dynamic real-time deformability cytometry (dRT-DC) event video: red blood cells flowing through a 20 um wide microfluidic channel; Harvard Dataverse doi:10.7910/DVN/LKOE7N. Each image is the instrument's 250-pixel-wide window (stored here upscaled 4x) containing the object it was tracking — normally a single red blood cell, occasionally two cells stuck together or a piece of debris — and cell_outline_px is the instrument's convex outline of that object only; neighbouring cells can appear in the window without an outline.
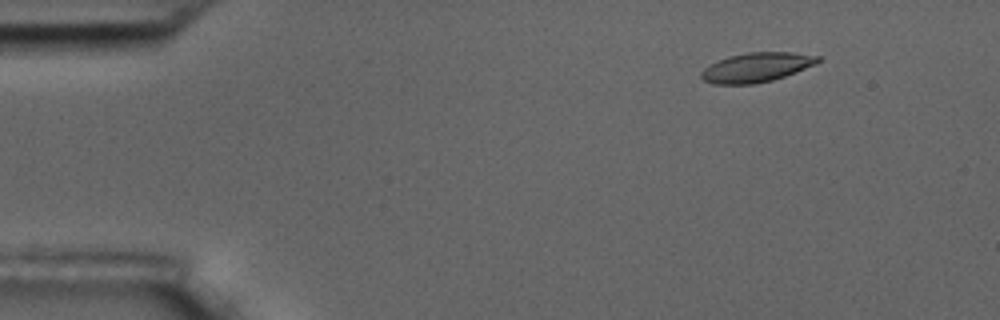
{"species": "common noctule bat (a hibernating species)", "species_latin": "Nyctalus noctula", "temperature_condition": "room temperature", "stored_images_in_passage": 5, "camera_frame_rate_fps": 3000, "um_per_image_px": 0.085, "animal": {"sex": "male", "body_mass_g": 17.5, "forearm_length_mm": 52.3}, "frame": {"image": 1, "passage_image": 2, "time_ms": 1.333, "image_size_px": [1000, 320], "cell_outline_px": [[820, 60], [816, 64], [796, 72], [772, 80], [756, 84], [712, 84], [704, 80], [700, 76], [700, 72], [704, 68], [716, 60], [728, 56], [748, 52], [792, 52], [820, 56]], "centroid_in_image_um": [64.28, 5.72], "position_along_channel_um": 20.7, "area_um2": 20.11}}
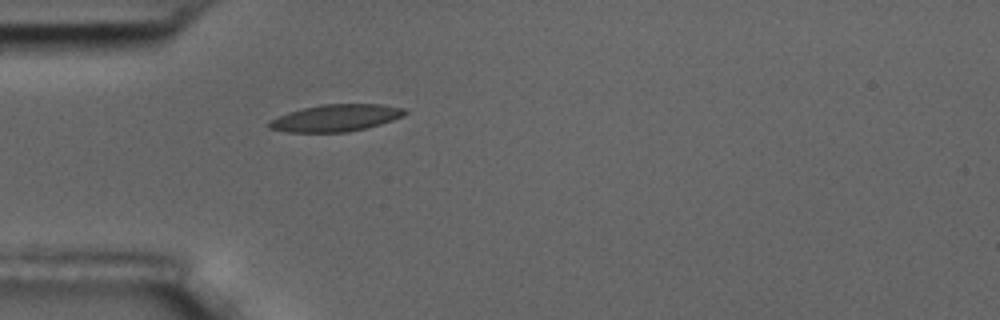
{"frame": {"image": 2, "passage_image": 5, "time_ms": 4.667, "image_size_px": [1000, 320], "cell_outline_px": [[408, 112], [404, 116], [380, 124], [348, 132], [284, 132], [268, 128], [268, 120], [276, 116], [288, 112], [320, 104], [380, 104], [404, 108]], "centroid_in_image_um": [28.5, 10.02], "position_along_channel_um": 56.5, "area_um2": 21.44}}